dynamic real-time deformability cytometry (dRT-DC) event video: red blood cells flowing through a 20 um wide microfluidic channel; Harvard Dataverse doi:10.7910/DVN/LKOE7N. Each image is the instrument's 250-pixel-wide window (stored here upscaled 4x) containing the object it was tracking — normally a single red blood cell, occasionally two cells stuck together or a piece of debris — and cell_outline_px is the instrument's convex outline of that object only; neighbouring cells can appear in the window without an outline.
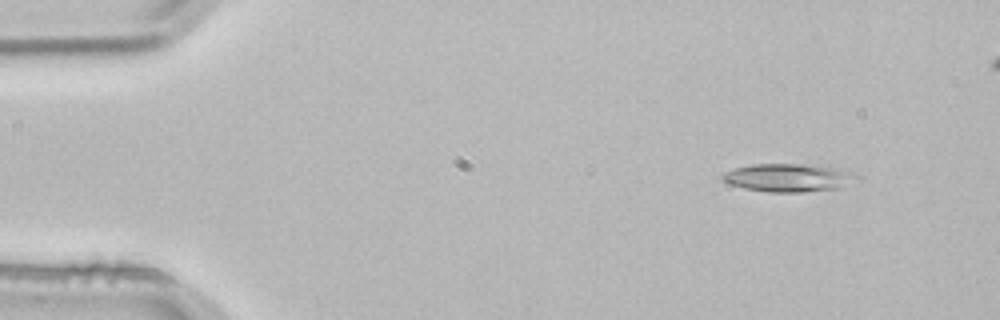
{"species": "common noctule bat (a hibernating species)", "species_latin": "Nyctalus noctula", "temperature_condition": "room temperature", "stored_images_in_passage": 4, "segment_of_instrument_passage": [2, 2], "camera_frame_rate_fps": 3000, "um_per_image_px": 0.085, "animal": {"sex": "male", "body_mass_g": 21.5, "forearm_length_mm": 52.0}, "frame": {"image": 1, "passage_image": 4, "time_ms": 1.0, "image_size_px": [1000, 320], "cell_outline_px": [[864, 176], [840, 188], [800, 192], [768, 192], [744, 188], [732, 184], [724, 180], [720, 176], [724, 172], [736, 168], [752, 164], [800, 164], [832, 168], [852, 172]], "centroid_in_image_um": [67.04, 15.11], "position_along_channel_um": 18.0, "area_um2": 21.73}}